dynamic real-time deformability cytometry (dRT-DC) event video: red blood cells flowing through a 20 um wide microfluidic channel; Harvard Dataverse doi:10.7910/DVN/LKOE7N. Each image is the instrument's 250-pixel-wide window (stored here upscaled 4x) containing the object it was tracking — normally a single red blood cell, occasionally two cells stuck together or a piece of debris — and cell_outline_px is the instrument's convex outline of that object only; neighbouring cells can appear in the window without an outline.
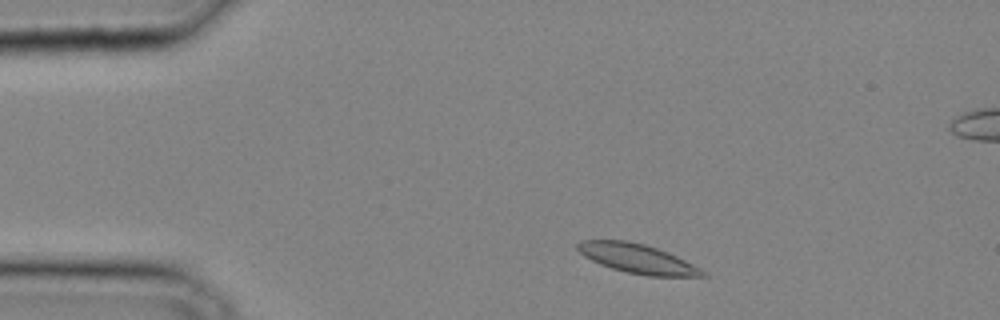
{"species": "common noctule bat (a hibernating species)", "species_latin": "Nyctalus noctula", "temperature_condition": "cold", "stored_images_in_passage": 33, "camera_frame_rate_fps": 3000, "um_per_image_px": 0.085, "animal": {"sex": "male", "body_mass_g": 20.4}, "frame": {"image": 1, "passage_image": 3, "time_ms": 0.667, "image_size_px": [1000, 320], "cell_outline_px": [[708, 276], [648, 276], [628, 272], [612, 268], [600, 264], [584, 256], [576, 248], [576, 244], [580, 240], [628, 240], [644, 244], [656, 248], [676, 256], [700, 268]], "centroid_in_image_um": [54.13, 21.97], "position_along_channel_um": 30.9, "area_um2": 21.04}}
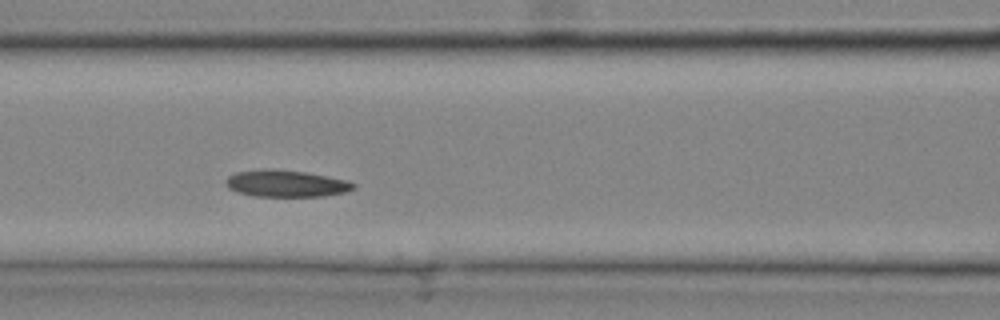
{"frame": {"image": 2, "passage_image": 12, "time_ms": 3.667, "image_size_px": [1000, 320], "cell_outline_px": [[356, 188], [348, 192], [324, 196], [256, 196], [240, 192], [228, 188], [228, 176], [236, 172], [260, 168], [276, 168], [304, 172], [348, 180], [356, 184]], "centroid_in_image_um": [24.38, 15.58], "position_along_channel_um": 142.2, "area_um2": 20.0}}
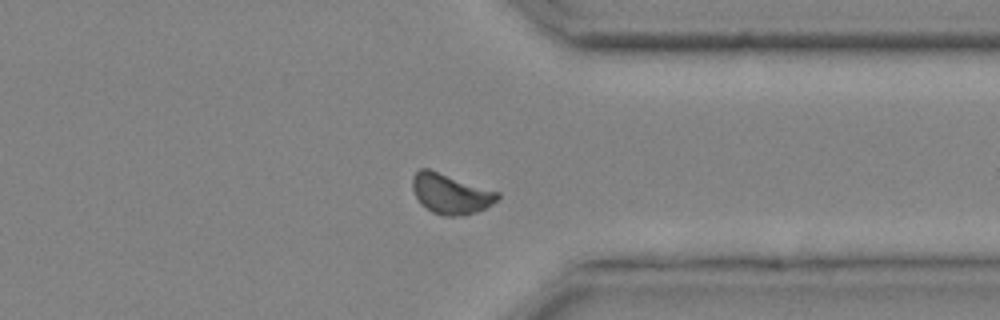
{"frame": {"image": 3, "passage_image": 25, "time_ms": 8.0, "image_size_px": [1000, 320], "cell_outline_px": [[500, 196], [492, 204], [476, 212], [464, 216], [444, 216], [432, 212], [420, 204], [412, 188], [412, 176], [420, 168], [428, 168], [500, 192]], "centroid_in_image_um": [38.29, 16.47], "position_along_channel_um": 373.1, "area_um2": 20.0}}